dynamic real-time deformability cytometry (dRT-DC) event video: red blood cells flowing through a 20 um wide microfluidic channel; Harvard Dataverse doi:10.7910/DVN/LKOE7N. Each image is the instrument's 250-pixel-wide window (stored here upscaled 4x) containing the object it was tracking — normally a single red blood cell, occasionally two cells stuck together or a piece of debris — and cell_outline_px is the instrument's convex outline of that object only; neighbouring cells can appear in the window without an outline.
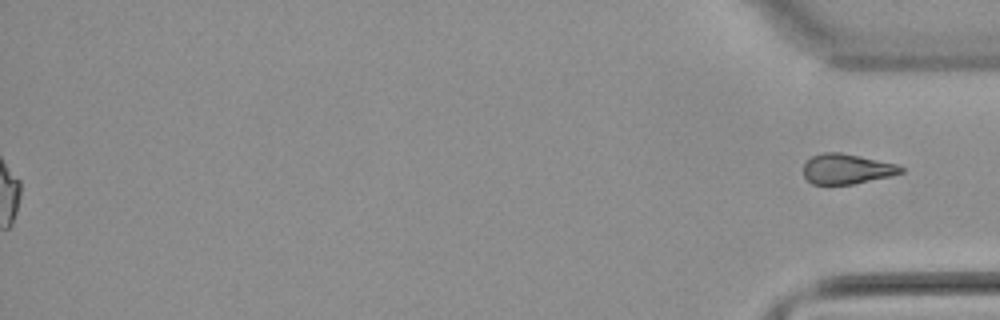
{"species": "common noctule bat (a hibernating species)", "species_latin": "Nyctalus noctula", "temperature_condition": "warm", "stored_images_in_passage": 54, "segment_of_instrument_passage": [2, 2], "camera_frame_rate_fps": 3000, "um_per_image_px": 0.085, "animal": {"sex": "male", "body_mass_g": 21.5, "forearm_length_mm": 52.0}, "frame": {"image": 1, "passage_image": 54, "time_ms": 17.667, "image_size_px": [1000, 320], "cell_outline_px": [[904, 172], [892, 176], [852, 184], [812, 184], [804, 176], [804, 164], [812, 156], [824, 152], [840, 152], [900, 164], [904, 168]], "centroid_in_image_um": [72.02, 14.35], "position_along_channel_um": 363.2, "area_um2": 17.22}}